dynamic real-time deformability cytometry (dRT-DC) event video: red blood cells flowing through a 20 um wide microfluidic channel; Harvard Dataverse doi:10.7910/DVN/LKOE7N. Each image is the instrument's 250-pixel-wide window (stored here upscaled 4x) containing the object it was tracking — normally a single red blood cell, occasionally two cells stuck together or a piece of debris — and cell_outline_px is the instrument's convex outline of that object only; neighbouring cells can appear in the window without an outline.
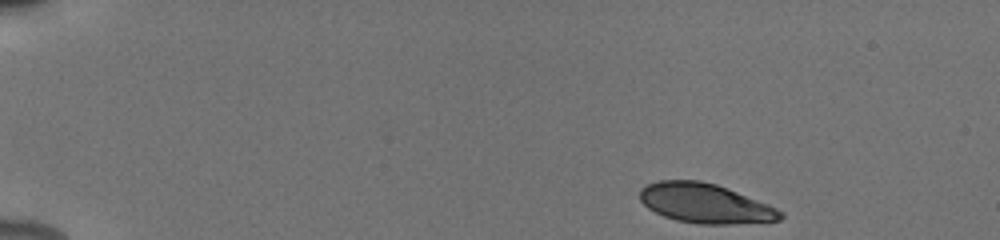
{"species": "human", "species_latin": "Homo sapiens", "temperature_condition": "cold", "stored_images_in_passage": 47, "camera_frame_rate_fps": 3000, "um_per_image_px": 0.085, "donor": {"sex": "male"}, "frame": {"image": 1, "passage_image": 1, "time_ms": 0.0, "image_size_px": [1000, 240], "cell_outline_px": [[784, 216], [780, 220], [732, 224], [696, 224], [676, 220], [664, 216], [648, 208], [640, 200], [640, 188], [648, 184], [660, 180], [700, 180], [716, 184], [768, 204], [784, 212]], "centroid_in_image_um": [59.93, 17.29], "position_along_channel_um": 25.1, "area_um2": 32.31}}
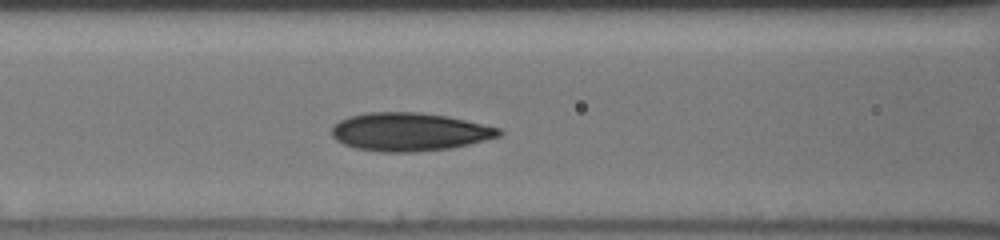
{"frame": {"image": 2, "passage_image": 18, "time_ms": 5.667, "image_size_px": [1000, 240], "cell_outline_px": [[504, 132], [500, 136], [452, 148], [416, 152], [380, 152], [356, 148], [344, 144], [336, 140], [332, 136], [332, 128], [340, 120], [348, 116], [368, 112], [420, 112], [448, 116], [500, 128]], "centroid_in_image_um": [34.8, 11.21], "position_along_channel_um": 131.8, "area_um2": 37.34}}
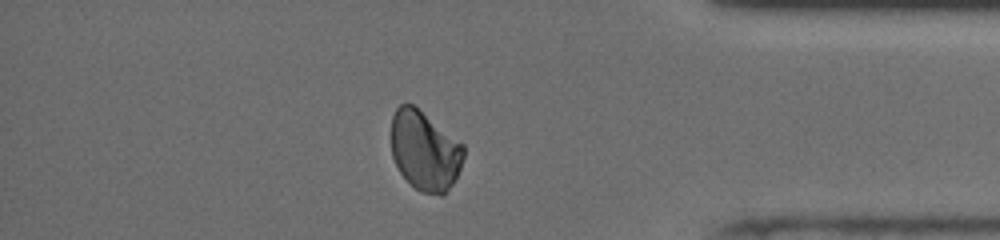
{"frame": {"image": 3, "passage_image": 40, "time_ms": 13.0, "image_size_px": [1000, 240], "cell_outline_px": [[464, 156], [460, 168], [452, 184], [444, 196], [440, 196], [420, 192], [400, 172], [392, 156], [392, 116], [396, 108], [400, 104], [412, 104], [464, 144]], "centroid_in_image_um": [36.12, 12.83], "position_along_channel_um": 399.1, "area_um2": 33.41}, "authors_computed_cell_mechanics": {"area_um2": 35.0268, "velocity_mm_per_s": 3.9036, "shape_relaxation_time_tau1_ms": 4.1158, "shape_relaxation_time_tau2_ms": 2.9428, "deformation_change_tau1": 0.1197, "deformation_change_tau2": 0.0553}}